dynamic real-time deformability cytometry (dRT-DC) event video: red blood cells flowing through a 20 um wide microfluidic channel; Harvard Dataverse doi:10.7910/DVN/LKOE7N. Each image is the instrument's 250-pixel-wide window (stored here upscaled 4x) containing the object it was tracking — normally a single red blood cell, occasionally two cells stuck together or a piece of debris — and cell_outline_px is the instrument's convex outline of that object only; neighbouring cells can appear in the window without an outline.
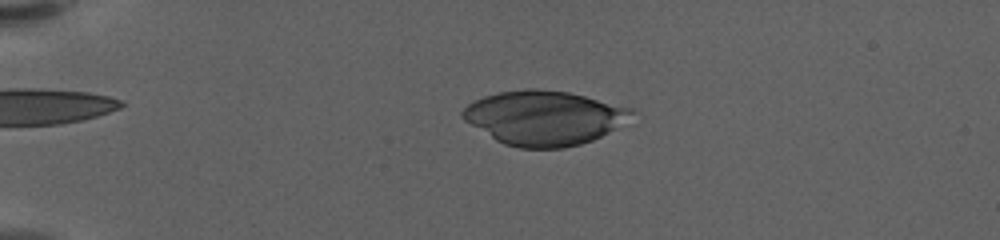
{"species": "human", "species_latin": "Homo sapiens", "temperature_condition": "warm", "stored_images_in_passage": 59, "camera_frame_rate_fps": 3000, "um_per_image_px": 0.085, "donor": {"sex": "female"}, "frame": {"image": 1, "passage_image": 15, "time_ms": 4.667, "image_size_px": [1000, 240], "cell_outline_px": [[636, 112], [616, 128], [592, 140], [580, 144], [564, 148], [520, 148], [504, 144], [496, 140], [464, 120], [460, 116], [460, 112], [472, 100], [496, 92], [528, 88], [536, 88], [568, 92], [632, 108]], "centroid_in_image_um": [46.2, 10.0], "position_along_channel_um": 38.8, "area_um2": 53.41}}
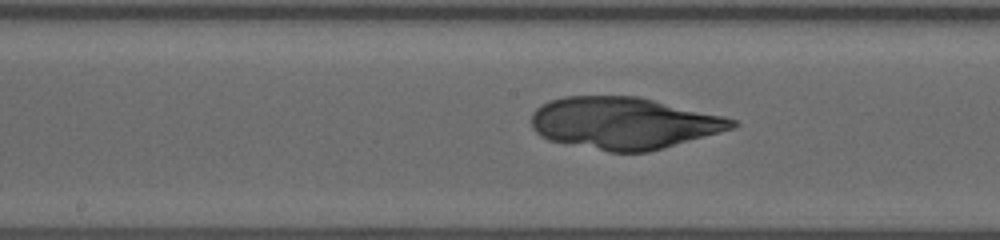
{"frame": {"image": 2, "passage_image": 33, "time_ms": 10.667, "image_size_px": [1000, 240], "cell_outline_px": [[740, 124], [732, 128], [664, 148], [648, 152], [608, 152], [548, 140], [540, 136], [532, 128], [532, 112], [536, 108], [548, 100], [564, 96], [640, 96], [724, 116], [736, 120]], "centroid_in_image_um": [52.99, 10.46], "position_along_channel_um": 195.2, "area_um2": 60.92}}
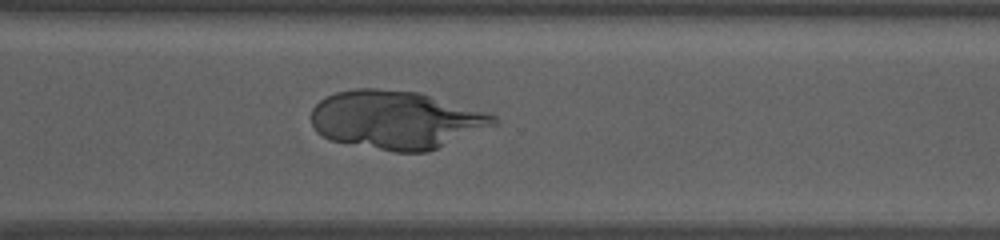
{"frame": {"image": 3, "passage_image": 45, "time_ms": 14.667, "image_size_px": [1000, 240], "cell_outline_px": [[496, 124], [428, 152], [392, 152], [328, 140], [316, 132], [312, 124], [312, 108], [320, 100], [336, 92], [356, 88], [376, 88], [420, 92], [484, 112], [496, 116]], "centroid_in_image_um": [33.61, 10.19], "position_along_channel_um": 337.0, "area_um2": 61.85}}